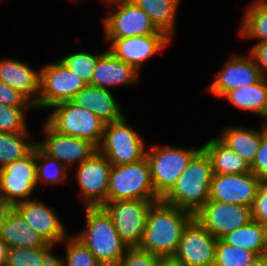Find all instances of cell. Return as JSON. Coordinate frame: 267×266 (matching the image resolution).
Wrapping results in <instances>:
<instances>
[{"label": "cell", "instance_id": "cell-1", "mask_svg": "<svg viewBox=\"0 0 267 266\" xmlns=\"http://www.w3.org/2000/svg\"><path fill=\"white\" fill-rule=\"evenodd\" d=\"M194 218L188 211L164 202H153L138 248L170 261L178 249L183 230Z\"/></svg>", "mask_w": 267, "mask_h": 266}, {"label": "cell", "instance_id": "cell-2", "mask_svg": "<svg viewBox=\"0 0 267 266\" xmlns=\"http://www.w3.org/2000/svg\"><path fill=\"white\" fill-rule=\"evenodd\" d=\"M84 208L86 227L74 236L103 266H118L128 246L118 234L111 216L102 206Z\"/></svg>", "mask_w": 267, "mask_h": 266}, {"label": "cell", "instance_id": "cell-3", "mask_svg": "<svg viewBox=\"0 0 267 266\" xmlns=\"http://www.w3.org/2000/svg\"><path fill=\"white\" fill-rule=\"evenodd\" d=\"M212 176L210 158L201 148L162 200L194 215L209 200Z\"/></svg>", "mask_w": 267, "mask_h": 266}, {"label": "cell", "instance_id": "cell-4", "mask_svg": "<svg viewBox=\"0 0 267 266\" xmlns=\"http://www.w3.org/2000/svg\"><path fill=\"white\" fill-rule=\"evenodd\" d=\"M154 189L148 159L111 167L107 201L160 200Z\"/></svg>", "mask_w": 267, "mask_h": 266}, {"label": "cell", "instance_id": "cell-5", "mask_svg": "<svg viewBox=\"0 0 267 266\" xmlns=\"http://www.w3.org/2000/svg\"><path fill=\"white\" fill-rule=\"evenodd\" d=\"M201 149L149 146L146 150L155 192L162 199L174 186L192 157Z\"/></svg>", "mask_w": 267, "mask_h": 266}, {"label": "cell", "instance_id": "cell-6", "mask_svg": "<svg viewBox=\"0 0 267 266\" xmlns=\"http://www.w3.org/2000/svg\"><path fill=\"white\" fill-rule=\"evenodd\" d=\"M51 109L45 121L58 133L87 139L96 147L100 145L106 124L93 112L71 101L59 103Z\"/></svg>", "mask_w": 267, "mask_h": 266}, {"label": "cell", "instance_id": "cell-7", "mask_svg": "<svg viewBox=\"0 0 267 266\" xmlns=\"http://www.w3.org/2000/svg\"><path fill=\"white\" fill-rule=\"evenodd\" d=\"M127 116L105 125L97 150L113 165L135 163L146 157L147 147L139 131L130 127Z\"/></svg>", "mask_w": 267, "mask_h": 266}, {"label": "cell", "instance_id": "cell-8", "mask_svg": "<svg viewBox=\"0 0 267 266\" xmlns=\"http://www.w3.org/2000/svg\"><path fill=\"white\" fill-rule=\"evenodd\" d=\"M103 3L114 10L103 18L105 38L165 34L159 31L149 16L131 0H107Z\"/></svg>", "mask_w": 267, "mask_h": 266}, {"label": "cell", "instance_id": "cell-9", "mask_svg": "<svg viewBox=\"0 0 267 266\" xmlns=\"http://www.w3.org/2000/svg\"><path fill=\"white\" fill-rule=\"evenodd\" d=\"M86 83L60 60L49 63L40 69V93L35 109L51 107L71 101Z\"/></svg>", "mask_w": 267, "mask_h": 266}, {"label": "cell", "instance_id": "cell-10", "mask_svg": "<svg viewBox=\"0 0 267 266\" xmlns=\"http://www.w3.org/2000/svg\"><path fill=\"white\" fill-rule=\"evenodd\" d=\"M37 187L36 146L25 157L0 169V194L8 207L30 200Z\"/></svg>", "mask_w": 267, "mask_h": 266}, {"label": "cell", "instance_id": "cell-11", "mask_svg": "<svg viewBox=\"0 0 267 266\" xmlns=\"http://www.w3.org/2000/svg\"><path fill=\"white\" fill-rule=\"evenodd\" d=\"M157 200L107 201L102 207L111 216L122 241L138 247L146 227L149 208Z\"/></svg>", "mask_w": 267, "mask_h": 266}, {"label": "cell", "instance_id": "cell-12", "mask_svg": "<svg viewBox=\"0 0 267 266\" xmlns=\"http://www.w3.org/2000/svg\"><path fill=\"white\" fill-rule=\"evenodd\" d=\"M112 164L96 150L87 160L77 165L75 177L85 207L103 206L107 202L109 174Z\"/></svg>", "mask_w": 267, "mask_h": 266}, {"label": "cell", "instance_id": "cell-13", "mask_svg": "<svg viewBox=\"0 0 267 266\" xmlns=\"http://www.w3.org/2000/svg\"><path fill=\"white\" fill-rule=\"evenodd\" d=\"M216 244L217 239L193 218L170 262L176 266H214Z\"/></svg>", "mask_w": 267, "mask_h": 266}, {"label": "cell", "instance_id": "cell-14", "mask_svg": "<svg viewBox=\"0 0 267 266\" xmlns=\"http://www.w3.org/2000/svg\"><path fill=\"white\" fill-rule=\"evenodd\" d=\"M194 218L216 239H221L252 220L251 207L208 200Z\"/></svg>", "mask_w": 267, "mask_h": 266}, {"label": "cell", "instance_id": "cell-15", "mask_svg": "<svg viewBox=\"0 0 267 266\" xmlns=\"http://www.w3.org/2000/svg\"><path fill=\"white\" fill-rule=\"evenodd\" d=\"M42 130L45 139L36 145L49 157L55 158L68 168L80 165L87 160L97 147L87 139L66 136L54 130L45 120ZM77 163V164H76Z\"/></svg>", "mask_w": 267, "mask_h": 266}, {"label": "cell", "instance_id": "cell-16", "mask_svg": "<svg viewBox=\"0 0 267 266\" xmlns=\"http://www.w3.org/2000/svg\"><path fill=\"white\" fill-rule=\"evenodd\" d=\"M110 43L109 51L119 60L135 67L139 72L143 64L171 43L166 34H147L127 38H104Z\"/></svg>", "mask_w": 267, "mask_h": 266}, {"label": "cell", "instance_id": "cell-17", "mask_svg": "<svg viewBox=\"0 0 267 266\" xmlns=\"http://www.w3.org/2000/svg\"><path fill=\"white\" fill-rule=\"evenodd\" d=\"M260 184V179L252 172L213 174L209 200L252 207Z\"/></svg>", "mask_w": 267, "mask_h": 266}, {"label": "cell", "instance_id": "cell-18", "mask_svg": "<svg viewBox=\"0 0 267 266\" xmlns=\"http://www.w3.org/2000/svg\"><path fill=\"white\" fill-rule=\"evenodd\" d=\"M262 78L261 72L250 54L245 57L232 54L211 81L212 83L210 82L208 90L212 95L221 98L231 90L253 85Z\"/></svg>", "mask_w": 267, "mask_h": 266}, {"label": "cell", "instance_id": "cell-19", "mask_svg": "<svg viewBox=\"0 0 267 266\" xmlns=\"http://www.w3.org/2000/svg\"><path fill=\"white\" fill-rule=\"evenodd\" d=\"M48 244L56 246L69 235L65 224L55 212L37 198L19 202L13 206Z\"/></svg>", "mask_w": 267, "mask_h": 266}, {"label": "cell", "instance_id": "cell-20", "mask_svg": "<svg viewBox=\"0 0 267 266\" xmlns=\"http://www.w3.org/2000/svg\"><path fill=\"white\" fill-rule=\"evenodd\" d=\"M139 71L132 65L116 58L109 50L99 57L91 84L104 89L138 83Z\"/></svg>", "mask_w": 267, "mask_h": 266}, {"label": "cell", "instance_id": "cell-21", "mask_svg": "<svg viewBox=\"0 0 267 266\" xmlns=\"http://www.w3.org/2000/svg\"><path fill=\"white\" fill-rule=\"evenodd\" d=\"M114 96L109 89L88 84L76 93L71 102L90 110L102 122L109 124L125 116L121 105Z\"/></svg>", "mask_w": 267, "mask_h": 266}, {"label": "cell", "instance_id": "cell-22", "mask_svg": "<svg viewBox=\"0 0 267 266\" xmlns=\"http://www.w3.org/2000/svg\"><path fill=\"white\" fill-rule=\"evenodd\" d=\"M0 80L23 94L34 106L40 93V69L14 58L0 59Z\"/></svg>", "mask_w": 267, "mask_h": 266}, {"label": "cell", "instance_id": "cell-23", "mask_svg": "<svg viewBox=\"0 0 267 266\" xmlns=\"http://www.w3.org/2000/svg\"><path fill=\"white\" fill-rule=\"evenodd\" d=\"M0 238L8 248H37L47 244L14 207H7L0 217Z\"/></svg>", "mask_w": 267, "mask_h": 266}, {"label": "cell", "instance_id": "cell-24", "mask_svg": "<svg viewBox=\"0 0 267 266\" xmlns=\"http://www.w3.org/2000/svg\"><path fill=\"white\" fill-rule=\"evenodd\" d=\"M266 130L267 127L263 124L260 130L240 125L226 126L217 137L251 165L257 154L261 136Z\"/></svg>", "mask_w": 267, "mask_h": 266}, {"label": "cell", "instance_id": "cell-25", "mask_svg": "<svg viewBox=\"0 0 267 266\" xmlns=\"http://www.w3.org/2000/svg\"><path fill=\"white\" fill-rule=\"evenodd\" d=\"M209 156L213 174H245L251 172L250 164L233 152L217 136L202 147Z\"/></svg>", "mask_w": 267, "mask_h": 266}, {"label": "cell", "instance_id": "cell-26", "mask_svg": "<svg viewBox=\"0 0 267 266\" xmlns=\"http://www.w3.org/2000/svg\"><path fill=\"white\" fill-rule=\"evenodd\" d=\"M223 98L239 110L256 114L262 119L267 110V79L262 78L253 85L231 90Z\"/></svg>", "mask_w": 267, "mask_h": 266}, {"label": "cell", "instance_id": "cell-27", "mask_svg": "<svg viewBox=\"0 0 267 266\" xmlns=\"http://www.w3.org/2000/svg\"><path fill=\"white\" fill-rule=\"evenodd\" d=\"M151 19L155 27L172 39L181 0H131Z\"/></svg>", "mask_w": 267, "mask_h": 266}, {"label": "cell", "instance_id": "cell-28", "mask_svg": "<svg viewBox=\"0 0 267 266\" xmlns=\"http://www.w3.org/2000/svg\"><path fill=\"white\" fill-rule=\"evenodd\" d=\"M221 239L229 245L254 252L257 256L267 254V227L254 220Z\"/></svg>", "mask_w": 267, "mask_h": 266}, {"label": "cell", "instance_id": "cell-29", "mask_svg": "<svg viewBox=\"0 0 267 266\" xmlns=\"http://www.w3.org/2000/svg\"><path fill=\"white\" fill-rule=\"evenodd\" d=\"M241 21L238 34L241 38L267 42V3L264 0L249 4Z\"/></svg>", "mask_w": 267, "mask_h": 266}, {"label": "cell", "instance_id": "cell-30", "mask_svg": "<svg viewBox=\"0 0 267 266\" xmlns=\"http://www.w3.org/2000/svg\"><path fill=\"white\" fill-rule=\"evenodd\" d=\"M30 132H0V169L28 155L36 146Z\"/></svg>", "mask_w": 267, "mask_h": 266}, {"label": "cell", "instance_id": "cell-31", "mask_svg": "<svg viewBox=\"0 0 267 266\" xmlns=\"http://www.w3.org/2000/svg\"><path fill=\"white\" fill-rule=\"evenodd\" d=\"M54 247L47 243L37 248H9L6 266H56Z\"/></svg>", "mask_w": 267, "mask_h": 266}, {"label": "cell", "instance_id": "cell-32", "mask_svg": "<svg viewBox=\"0 0 267 266\" xmlns=\"http://www.w3.org/2000/svg\"><path fill=\"white\" fill-rule=\"evenodd\" d=\"M61 243L66 254L56 256V266H103L74 234H69Z\"/></svg>", "mask_w": 267, "mask_h": 266}, {"label": "cell", "instance_id": "cell-33", "mask_svg": "<svg viewBox=\"0 0 267 266\" xmlns=\"http://www.w3.org/2000/svg\"><path fill=\"white\" fill-rule=\"evenodd\" d=\"M68 170L69 168L65 164L55 158L49 157L36 145L37 185L38 183L40 185L41 183L54 185L68 181Z\"/></svg>", "mask_w": 267, "mask_h": 266}, {"label": "cell", "instance_id": "cell-34", "mask_svg": "<svg viewBox=\"0 0 267 266\" xmlns=\"http://www.w3.org/2000/svg\"><path fill=\"white\" fill-rule=\"evenodd\" d=\"M91 53L83 51H77L64 56L60 61L78 77H80L86 85L91 84L94 69L99 57L104 53Z\"/></svg>", "mask_w": 267, "mask_h": 266}, {"label": "cell", "instance_id": "cell-35", "mask_svg": "<svg viewBox=\"0 0 267 266\" xmlns=\"http://www.w3.org/2000/svg\"><path fill=\"white\" fill-rule=\"evenodd\" d=\"M257 255L249 250L239 248L217 239L214 266H247Z\"/></svg>", "mask_w": 267, "mask_h": 266}, {"label": "cell", "instance_id": "cell-36", "mask_svg": "<svg viewBox=\"0 0 267 266\" xmlns=\"http://www.w3.org/2000/svg\"><path fill=\"white\" fill-rule=\"evenodd\" d=\"M35 107H10L0 104V132H29L26 113ZM27 111V112H26Z\"/></svg>", "mask_w": 267, "mask_h": 266}, {"label": "cell", "instance_id": "cell-37", "mask_svg": "<svg viewBox=\"0 0 267 266\" xmlns=\"http://www.w3.org/2000/svg\"><path fill=\"white\" fill-rule=\"evenodd\" d=\"M166 262L162 257L138 247H128L118 266H163Z\"/></svg>", "mask_w": 267, "mask_h": 266}, {"label": "cell", "instance_id": "cell-38", "mask_svg": "<svg viewBox=\"0 0 267 266\" xmlns=\"http://www.w3.org/2000/svg\"><path fill=\"white\" fill-rule=\"evenodd\" d=\"M0 104L10 107H34L18 90L0 80Z\"/></svg>", "mask_w": 267, "mask_h": 266}, {"label": "cell", "instance_id": "cell-39", "mask_svg": "<svg viewBox=\"0 0 267 266\" xmlns=\"http://www.w3.org/2000/svg\"><path fill=\"white\" fill-rule=\"evenodd\" d=\"M250 167L261 183H267V130L261 136L257 154Z\"/></svg>", "mask_w": 267, "mask_h": 266}, {"label": "cell", "instance_id": "cell-40", "mask_svg": "<svg viewBox=\"0 0 267 266\" xmlns=\"http://www.w3.org/2000/svg\"><path fill=\"white\" fill-rule=\"evenodd\" d=\"M252 220L267 225V183H261L251 207Z\"/></svg>", "mask_w": 267, "mask_h": 266}, {"label": "cell", "instance_id": "cell-41", "mask_svg": "<svg viewBox=\"0 0 267 266\" xmlns=\"http://www.w3.org/2000/svg\"><path fill=\"white\" fill-rule=\"evenodd\" d=\"M263 78L267 79V42H258L248 50Z\"/></svg>", "mask_w": 267, "mask_h": 266}, {"label": "cell", "instance_id": "cell-42", "mask_svg": "<svg viewBox=\"0 0 267 266\" xmlns=\"http://www.w3.org/2000/svg\"><path fill=\"white\" fill-rule=\"evenodd\" d=\"M8 245L0 238V266H6Z\"/></svg>", "mask_w": 267, "mask_h": 266}, {"label": "cell", "instance_id": "cell-43", "mask_svg": "<svg viewBox=\"0 0 267 266\" xmlns=\"http://www.w3.org/2000/svg\"><path fill=\"white\" fill-rule=\"evenodd\" d=\"M247 266H267V254L257 256L250 264Z\"/></svg>", "mask_w": 267, "mask_h": 266}, {"label": "cell", "instance_id": "cell-44", "mask_svg": "<svg viewBox=\"0 0 267 266\" xmlns=\"http://www.w3.org/2000/svg\"><path fill=\"white\" fill-rule=\"evenodd\" d=\"M8 206L4 203L3 199H2V196L0 194V217L1 215L3 214V212L5 211V209L7 208Z\"/></svg>", "mask_w": 267, "mask_h": 266}, {"label": "cell", "instance_id": "cell-45", "mask_svg": "<svg viewBox=\"0 0 267 266\" xmlns=\"http://www.w3.org/2000/svg\"><path fill=\"white\" fill-rule=\"evenodd\" d=\"M262 119H263V123L262 124L267 127V110H266V112H265V114H264Z\"/></svg>", "mask_w": 267, "mask_h": 266}, {"label": "cell", "instance_id": "cell-46", "mask_svg": "<svg viewBox=\"0 0 267 266\" xmlns=\"http://www.w3.org/2000/svg\"><path fill=\"white\" fill-rule=\"evenodd\" d=\"M163 266H176V265L172 264L170 261H167Z\"/></svg>", "mask_w": 267, "mask_h": 266}]
</instances>
